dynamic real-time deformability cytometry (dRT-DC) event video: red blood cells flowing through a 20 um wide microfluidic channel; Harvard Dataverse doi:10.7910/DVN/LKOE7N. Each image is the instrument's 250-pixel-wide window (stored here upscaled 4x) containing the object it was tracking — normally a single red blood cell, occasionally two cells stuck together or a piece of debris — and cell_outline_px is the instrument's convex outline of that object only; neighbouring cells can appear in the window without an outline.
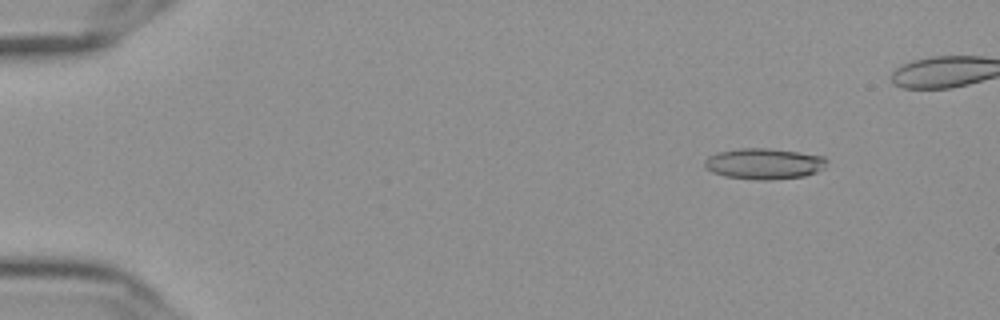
{"species": "Egyptian fruit bat (a non-hibernating species)", "species_latin": "Rousettus aegyptiacus", "temperature_condition": "cold", "stored_images_in_passage": 52, "camera_frame_rate_fps": 3000, "um_per_image_px": 0.085, "frame": {"image": 1, "passage_image": 7, "time_ms": 2.0, "image_size_px": [1000, 320], "cell_outline_px": [[828, 160], [824, 168], [816, 172], [804, 176], [768, 180], [760, 180], [724, 176], [712, 172], [704, 164], [704, 160], [708, 156], [716, 152], [740, 148], [768, 148], [824, 156]], "centroid_in_image_um": [64.94, 13.91], "position_along_channel_um": 20.1, "area_um2": 21.96}}
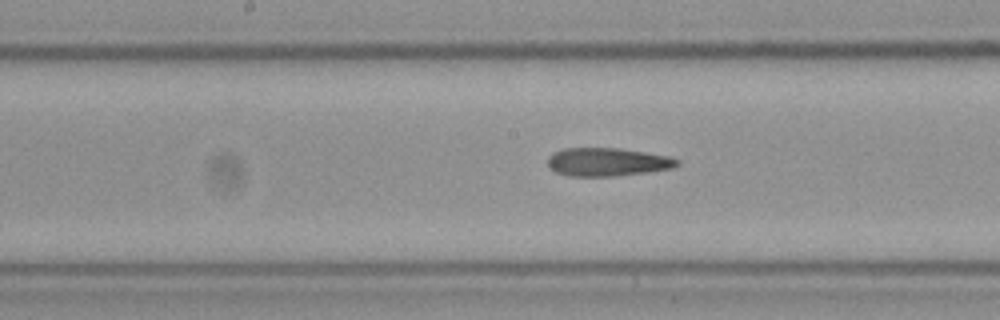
{"frame": {"image": 2, "passage_image": 30, "time_ms": 9.667, "image_size_px": [1000, 320], "cell_outline_px": [[680, 164], [672, 168], [648, 172], [612, 176], [568, 176], [556, 172], [548, 164], [548, 156], [552, 152], [560, 148], [620, 148], [668, 156], [680, 160]], "centroid_in_image_um": [51.61, 13.76], "position_along_channel_um": 196.6, "area_um2": 21.39}}
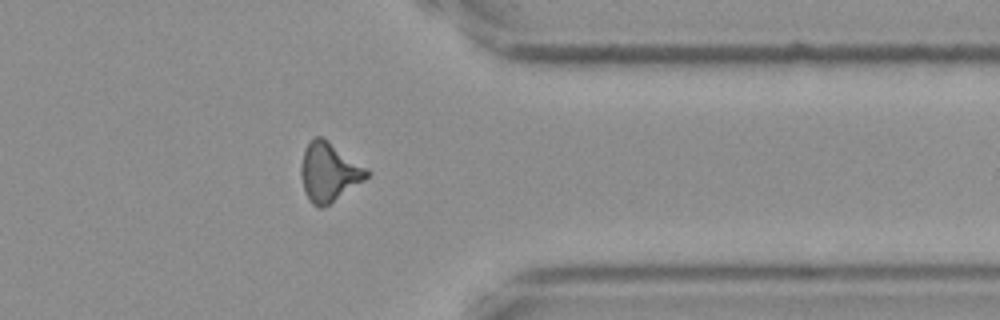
{"frame": {"image": 3, "passage_image": 46, "time_ms": 15.0, "image_size_px": [1000, 320], "cell_outline_px": [[372, 172], [364, 180], [324, 208], [320, 208], [312, 204], [308, 200], [304, 192], [300, 172], [304, 148], [316, 136], [320, 136], [328, 140], [368, 168]], "centroid_in_image_um": [27.96, 14.64], "position_along_channel_um": 383.4, "area_um2": 22.66}}